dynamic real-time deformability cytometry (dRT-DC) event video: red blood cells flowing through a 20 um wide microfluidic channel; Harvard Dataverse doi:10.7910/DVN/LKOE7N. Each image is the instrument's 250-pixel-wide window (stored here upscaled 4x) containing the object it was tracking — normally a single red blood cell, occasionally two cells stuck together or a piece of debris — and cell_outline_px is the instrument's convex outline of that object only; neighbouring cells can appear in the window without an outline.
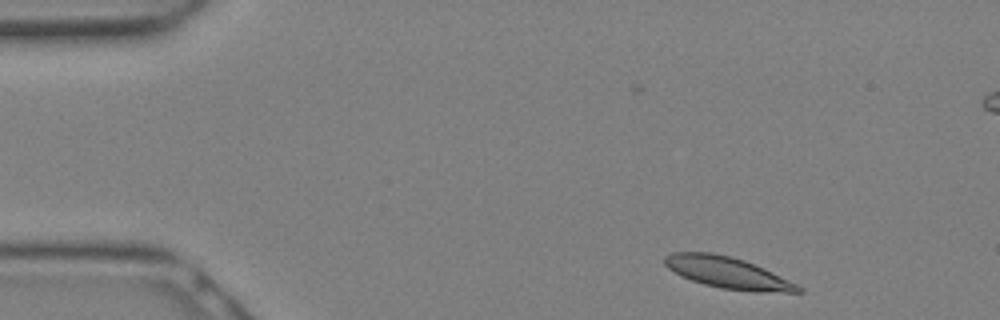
{"species": "Egyptian fruit bat (a non-hibernating species)", "species_latin": "Rousettus aegyptiacus", "temperature_condition": "warm", "stored_images_in_passage": 13, "camera_frame_rate_fps": 3000, "um_per_image_px": 0.085, "animal": {"sex": "female"}, "frame": {"image": 1, "passage_image": 1, "time_ms": 0.0, "image_size_px": [1000, 320], "cell_outline_px": [[804, 292], [760, 292], [720, 288], [704, 284], [680, 276], [668, 268], [664, 264], [664, 256], [672, 252], [712, 252], [744, 260], [764, 268], [804, 288]], "centroid_in_image_um": [61.83, 23.18], "position_along_channel_um": 23.2, "area_um2": 24.33}}
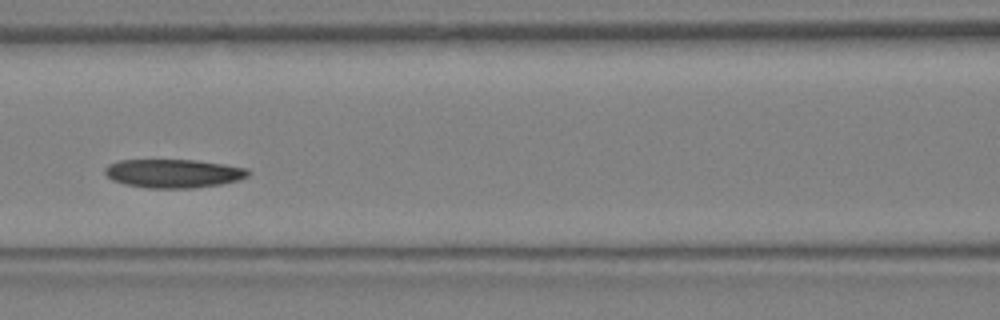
{"frame": {"image": 2, "passage_image": 10, "time_ms": 3.0, "image_size_px": [1000, 320], "cell_outline_px": [[252, 172], [248, 176], [240, 180], [220, 184], [192, 188], [148, 188], [124, 184], [112, 180], [104, 172], [104, 168], [108, 164], [120, 160], [196, 160], [224, 164], [248, 168]], "centroid_in_image_um": [14.76, 14.74], "position_along_channel_um": 151.8, "area_um2": 24.04}}
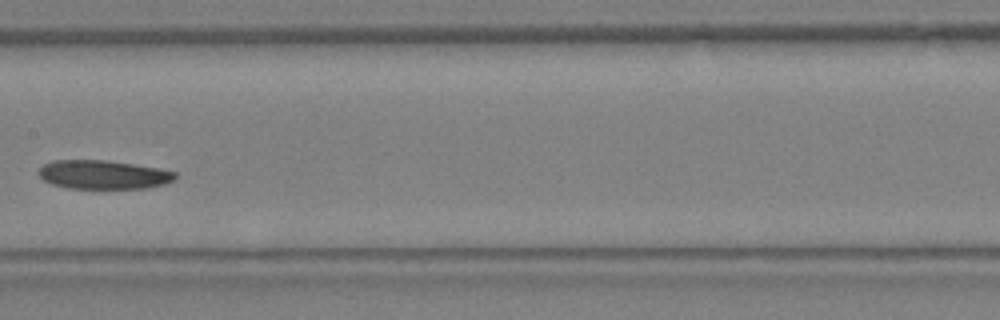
{"frame": {"image": 3, "passage_image": 12, "time_ms": 3.667, "image_size_px": [1000, 320], "cell_outline_px": [[176, 176], [172, 180], [164, 184], [144, 188], [68, 188], [52, 184], [44, 180], [40, 176], [40, 168], [44, 164], [52, 160], [108, 160], [156, 168], [176, 172]], "centroid_in_image_um": [8.75, 14.84], "position_along_channel_um": 198.6, "area_um2": 22.6}}